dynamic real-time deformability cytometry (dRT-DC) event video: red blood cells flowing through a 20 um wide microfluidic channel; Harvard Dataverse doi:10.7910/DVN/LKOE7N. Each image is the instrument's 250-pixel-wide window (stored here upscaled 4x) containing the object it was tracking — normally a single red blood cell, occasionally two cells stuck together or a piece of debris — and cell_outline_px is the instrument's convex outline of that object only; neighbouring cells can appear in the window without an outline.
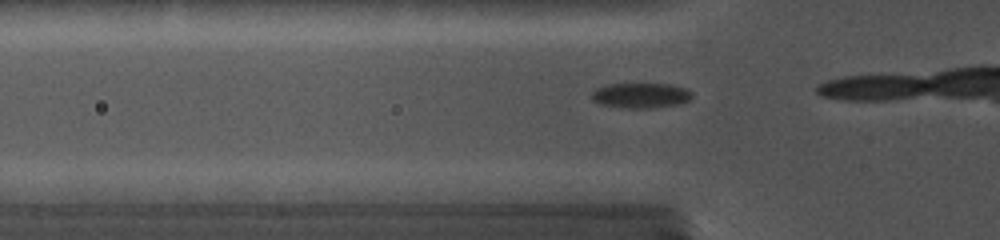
{"species": "common noctule bat (a hibernating species)", "species_latin": "Nyctalus noctula", "temperature_condition": "cold", "stored_images_in_passage": 6, "camera_frame_rate_fps": 5000, "um_per_image_px": 0.085, "animal": {"sex": "female", "body_mass_g": 19.0, "forearm_length_mm": 56.7}, "frame": {"image": 1, "passage_image": 2, "time_ms": 0.4, "image_size_px": [1000, 240], "cell_outline_px": [[692, 96], [688, 100], [676, 104], [652, 108], [628, 108], [600, 104], [592, 100], [592, 92], [596, 88], [608, 84], [672, 84], [684, 88], [692, 92]], "centroid_in_image_um": [54.44, 8.11], "position_along_channel_um": 71.4, "area_um2": 14.57}}